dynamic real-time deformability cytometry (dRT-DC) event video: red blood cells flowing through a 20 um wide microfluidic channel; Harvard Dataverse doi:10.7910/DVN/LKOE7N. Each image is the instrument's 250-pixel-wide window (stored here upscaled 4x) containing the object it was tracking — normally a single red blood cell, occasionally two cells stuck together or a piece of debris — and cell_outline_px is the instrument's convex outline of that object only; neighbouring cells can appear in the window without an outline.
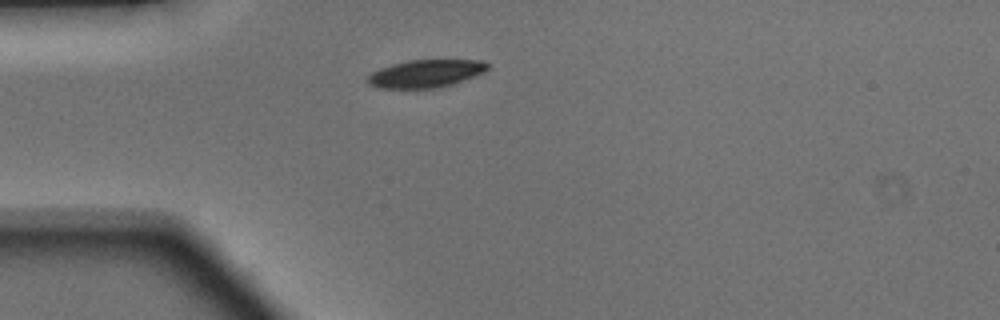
{"species": "Egyptian fruit bat (a non-hibernating species)", "species_latin": "Rousettus aegyptiacus", "temperature_condition": "warm", "stored_images_in_passage": 4, "camera_frame_rate_fps": 3000, "um_per_image_px": 0.085, "animal": {"sex": "male"}, "frame": {"image": 1, "passage_image": 1, "time_ms": 0.0, "image_size_px": [1000, 320], "cell_outline_px": [[488, 68], [484, 72], [452, 84], [440, 88], [380, 88], [368, 84], [364, 80], [372, 72], [380, 68], [392, 64], [408, 60], [480, 60], [488, 64]], "centroid_in_image_um": [36.14, 6.26], "position_along_channel_um": 48.9, "area_um2": 19.36}}